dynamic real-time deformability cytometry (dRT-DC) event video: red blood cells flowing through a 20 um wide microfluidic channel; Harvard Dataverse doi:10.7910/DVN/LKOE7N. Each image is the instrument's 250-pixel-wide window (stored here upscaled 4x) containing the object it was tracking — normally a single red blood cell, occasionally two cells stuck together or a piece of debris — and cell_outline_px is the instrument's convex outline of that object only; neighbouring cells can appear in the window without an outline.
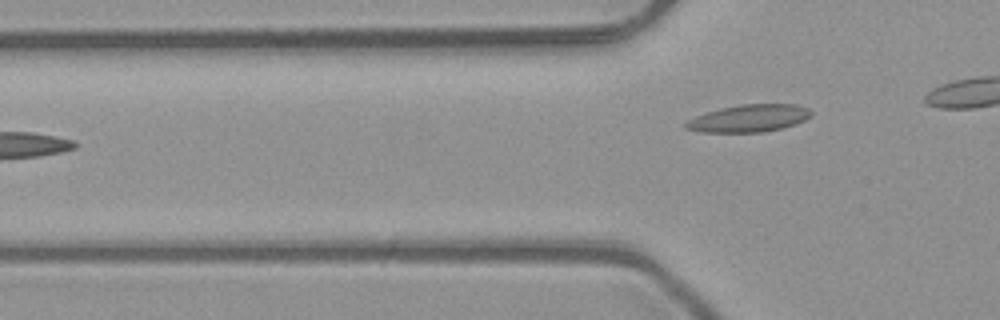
{"species": "common noctule bat (a hibernating species)", "species_latin": "Nyctalus noctula", "temperature_condition": "room temperature", "stored_images_in_passage": 6, "segment_of_instrument_passage": [2, 2], "camera_frame_rate_fps": 3000, "um_per_image_px": 0.085, "animal": {"sex": "male", "body_mass_g": 23.1, "forearm_length_mm": 52.7}, "frame": {"image": 1, "passage_image": 6, "time_ms": 1.667, "image_size_px": [1000, 320], "cell_outline_px": [[812, 116], [796, 124], [784, 128], [764, 132], [700, 132], [684, 128], [680, 124], [696, 116], [720, 108], [740, 104], [796, 104], [808, 108], [812, 112]], "centroid_in_image_um": [63.66, 10.06], "position_along_channel_um": 62.1, "area_um2": 20.23}}